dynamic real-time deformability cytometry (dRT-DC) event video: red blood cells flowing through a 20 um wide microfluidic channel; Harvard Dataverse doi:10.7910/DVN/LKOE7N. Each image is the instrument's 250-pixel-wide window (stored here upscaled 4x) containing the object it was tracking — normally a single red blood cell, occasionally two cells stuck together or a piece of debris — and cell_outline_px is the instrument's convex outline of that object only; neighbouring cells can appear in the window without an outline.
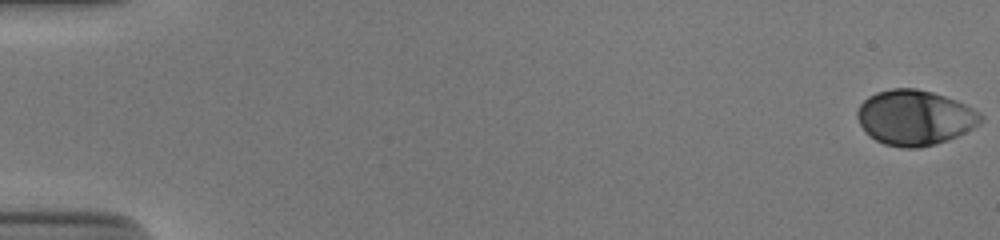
{"species": "human", "species_latin": "Homo sapiens", "temperature_condition": "cold", "stored_images_in_passage": 54, "camera_frame_rate_fps": 3000, "um_per_image_px": 0.085, "donor": {"sex": "male"}, "frame": {"image": 1, "passage_image": 1, "time_ms": 0.0, "image_size_px": [1000, 240], "cell_outline_px": [[984, 120], [980, 124], [948, 140], [936, 144], [920, 148], [904, 148], [884, 144], [876, 140], [864, 132], [856, 116], [856, 112], [860, 104], [868, 96], [876, 92], [892, 88], [916, 88], [932, 92], [956, 100], [980, 112], [984, 116]], "centroid_in_image_um": [77.75, 10.0], "position_along_channel_um": 7.3, "area_um2": 39.88}}
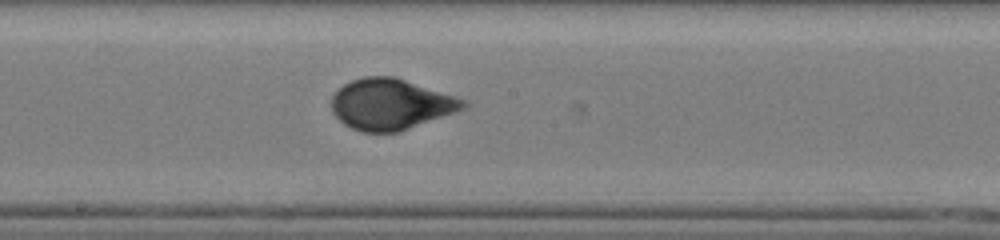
{"frame": {"image": 2, "passage_image": 31, "time_ms": 10.0, "image_size_px": [1000, 240], "cell_outline_px": [[468, 104], [464, 108], [400, 132], [360, 132], [344, 124], [332, 112], [332, 96], [336, 88], [352, 80], [364, 76], [392, 76], [468, 100]], "centroid_in_image_um": [33.18, 8.86], "position_along_channel_um": 215.0, "area_um2": 38.9}}
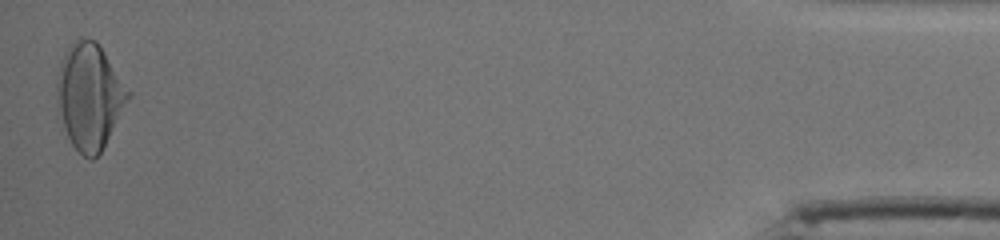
{"frame": {"image": 3, "passage_image": 54, "time_ms": 17.667, "image_size_px": [1000, 240], "cell_outline_px": [[132, 96], [100, 152], [92, 160], [84, 156], [72, 144], [56, 116], [56, 76], [60, 60], [64, 52], [72, 40], [80, 36], [96, 40], [132, 92]], "centroid_in_image_um": [7.57, 8.14], "position_along_channel_um": 427.6, "area_um2": 44.85}, "authors_computed_cell_mechanics": {"area_um2": 38.9283, "velocity_mm_per_s": 3.8475, "shape_relaxation_time_tau1_ms": 4.5593, "shape_relaxation_time_tau2_ms": null, "deformation_change_tau1": 0.1843, "deformation_change_tau2": null}}